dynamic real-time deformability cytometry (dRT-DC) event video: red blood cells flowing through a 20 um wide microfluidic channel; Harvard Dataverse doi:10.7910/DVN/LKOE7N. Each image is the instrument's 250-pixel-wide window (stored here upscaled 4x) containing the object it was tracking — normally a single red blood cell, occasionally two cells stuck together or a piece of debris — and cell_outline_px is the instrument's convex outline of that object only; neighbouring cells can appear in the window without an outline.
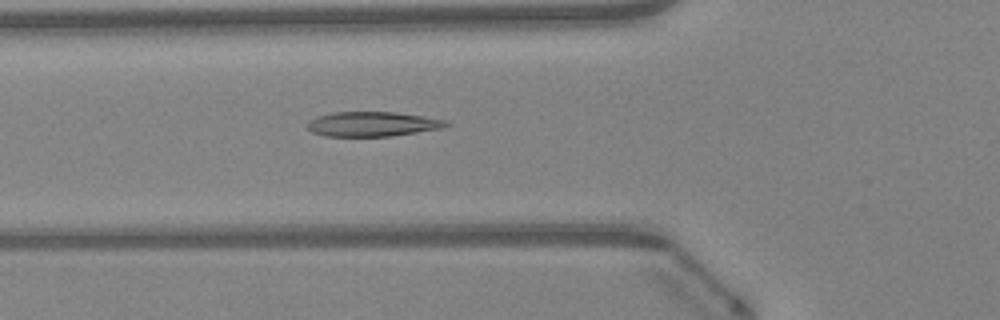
{"species": "Egyptian fruit bat (a non-hibernating species)", "species_latin": "Rousettus aegyptiacus", "temperature_condition": "warm", "stored_images_in_passage": 47, "camera_frame_rate_fps": 3000, "um_per_image_px": 0.085, "animal": {"sex": "female"}, "frame": {"image": 1, "passage_image": 17, "time_ms": 5.333, "image_size_px": [1000, 320], "cell_outline_px": [[452, 124], [444, 128], [392, 136], [324, 136], [312, 132], [308, 128], [308, 120], [316, 116], [332, 112], [396, 112], [448, 120]], "centroid_in_image_um": [31.69, 10.54], "position_along_channel_um": 94.1, "area_um2": 20.17}}
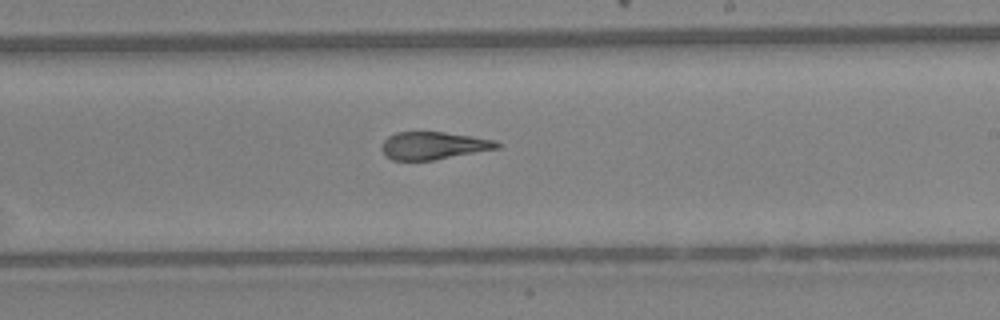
{"frame": {"image": 2, "passage_image": 28, "time_ms": 9.0, "image_size_px": [1000, 320], "cell_outline_px": [[500, 148], [432, 160], [392, 160], [384, 156], [380, 148], [384, 140], [388, 136], [396, 132], [444, 132], [472, 136], [496, 140], [500, 144]], "centroid_in_image_um": [36.81, 12.37], "position_along_channel_um": 252.2, "area_um2": 18.61}}
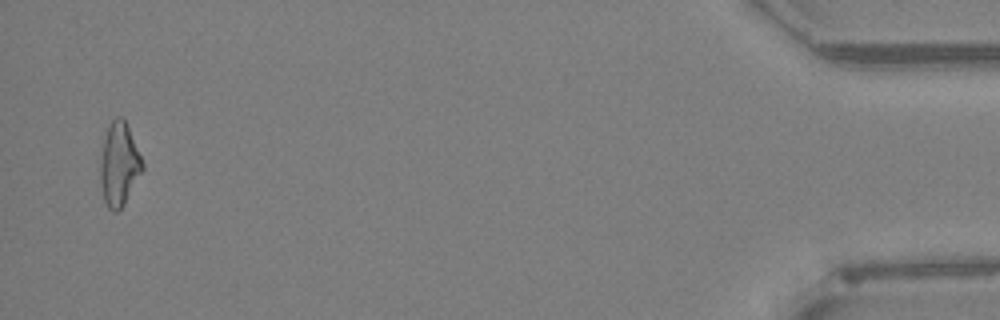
{"frame": {"image": 3, "passage_image": 46, "time_ms": 15.0, "image_size_px": [1000, 320], "cell_outline_px": [[144, 168], [124, 204], [116, 212], [112, 212], [108, 208], [104, 200], [100, 184], [100, 160], [104, 136], [112, 120], [116, 116], [124, 116], [144, 164]], "centroid_in_image_um": [10.12, 13.95], "position_along_channel_um": 425.1, "area_um2": 20.52}, "authors_computed_cell_mechanics": {"area_um2": 20.1144, "velocity_mm_per_s": 4.3205, "shape_relaxation_time_tau1_ms": 9.0189, "shape_relaxation_time_tau2_ms": 1.5555, "deformation_change_tau1": 0.2557, "deformation_change_tau2": 0.0929}}